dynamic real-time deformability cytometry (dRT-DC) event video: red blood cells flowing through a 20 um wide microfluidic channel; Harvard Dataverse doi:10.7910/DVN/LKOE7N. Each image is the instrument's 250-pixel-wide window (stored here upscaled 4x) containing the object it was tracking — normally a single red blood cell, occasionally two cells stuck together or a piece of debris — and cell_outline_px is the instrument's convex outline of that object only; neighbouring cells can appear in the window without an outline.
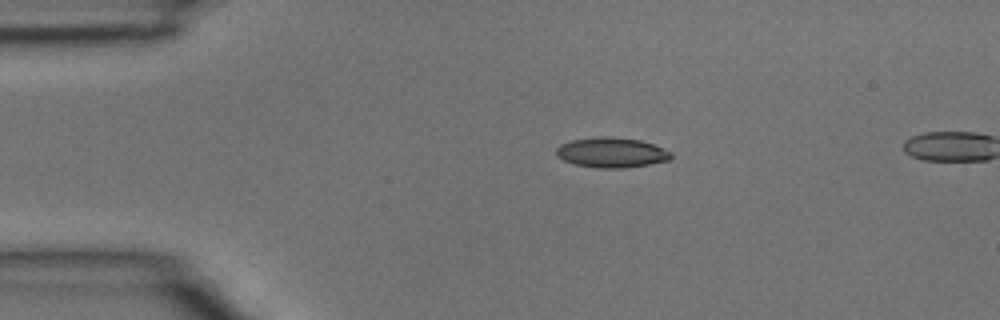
{"species": "common noctule bat (a hibernating species)", "species_latin": "Nyctalus noctula", "temperature_condition": "room temperature", "stored_images_in_passage": 4, "segment_of_instrument_passage": [1, 2], "camera_frame_rate_fps": 3000, "um_per_image_px": 0.085, "animal": {"sex": "male", "body_mass_g": 15.6}, "frame": {"image": 1, "passage_image": 2, "time_ms": 0.333, "image_size_px": [1000, 320], "cell_outline_px": [[672, 156], [668, 160], [648, 164], [624, 168], [596, 168], [576, 164], [564, 160], [556, 156], [556, 148], [560, 144], [572, 140], [600, 136], [608, 136], [640, 140], [656, 144], [672, 152]], "centroid_in_image_um": [51.99, 12.96], "position_along_channel_um": 33.0, "area_um2": 20.17}}